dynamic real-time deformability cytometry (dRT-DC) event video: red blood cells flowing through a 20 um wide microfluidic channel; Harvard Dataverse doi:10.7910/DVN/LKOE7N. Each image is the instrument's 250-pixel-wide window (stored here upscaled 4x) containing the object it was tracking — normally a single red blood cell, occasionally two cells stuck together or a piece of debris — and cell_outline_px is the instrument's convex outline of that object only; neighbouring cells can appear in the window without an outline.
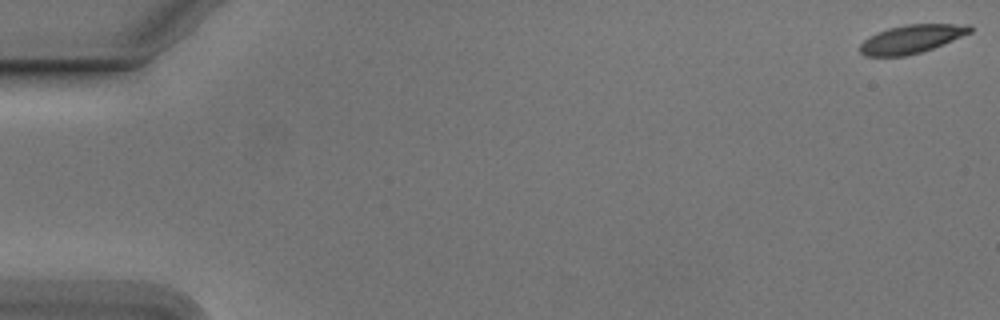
{"species": "Egyptian fruit bat (a non-hibernating species)", "species_latin": "Rousettus aegyptiacus", "temperature_condition": "cold", "stored_images_in_passage": 15, "camera_frame_rate_fps": 3000, "um_per_image_px": 0.085, "animal": {"sex": "male"}, "frame": {"image": 1, "passage_image": 1, "time_ms": 0.0, "image_size_px": [1000, 320], "cell_outline_px": [[972, 32], [932, 48], [920, 52], [904, 56], [864, 56], [860, 52], [860, 44], [864, 40], [876, 32], [888, 28], [904, 24], [972, 24]], "centroid_in_image_um": [77.47, 3.3], "position_along_channel_um": 7.5, "area_um2": 18.15}}
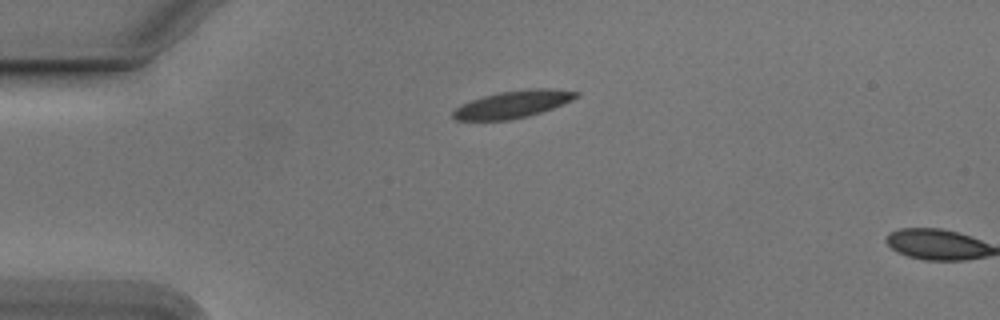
{"frame": {"image": 2, "passage_image": 14, "time_ms": 4.333, "image_size_px": [1000, 320], "cell_outline_px": [[580, 96], [564, 104], [528, 116], [508, 120], [456, 120], [452, 116], [452, 112], [460, 104], [484, 96], [500, 92], [528, 88], [548, 88], [580, 92]], "centroid_in_image_um": [43.61, 8.85], "position_along_channel_um": 41.4, "area_um2": 19.54}}